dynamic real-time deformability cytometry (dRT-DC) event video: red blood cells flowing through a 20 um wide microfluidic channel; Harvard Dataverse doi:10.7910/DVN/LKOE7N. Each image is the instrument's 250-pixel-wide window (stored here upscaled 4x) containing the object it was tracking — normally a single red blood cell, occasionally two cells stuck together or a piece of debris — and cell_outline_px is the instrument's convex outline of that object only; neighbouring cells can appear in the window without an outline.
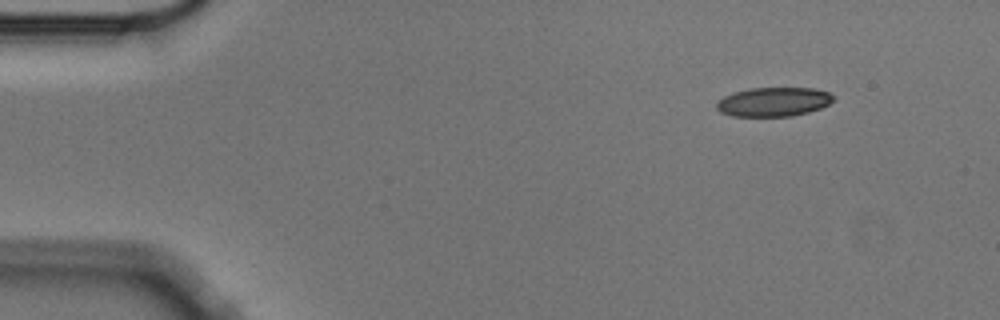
{"species": "Egyptian fruit bat (a non-hibernating species)", "species_latin": "Rousettus aegyptiacus", "temperature_condition": "cold", "stored_images_in_passage": 4, "camera_frame_rate_fps": 3000, "um_per_image_px": 0.085, "animal": {"sex": "male"}, "frame": {"image": 1, "passage_image": 1, "time_ms": 0.0, "image_size_px": [1000, 320], "cell_outline_px": [[836, 100], [820, 108], [808, 112], [792, 116], [732, 116], [720, 112], [716, 108], [716, 104], [724, 96], [732, 92], [748, 88], [812, 88], [828, 92], [836, 96]], "centroid_in_image_um": [65.76, 8.65], "position_along_channel_um": 19.2, "area_um2": 19.94}}
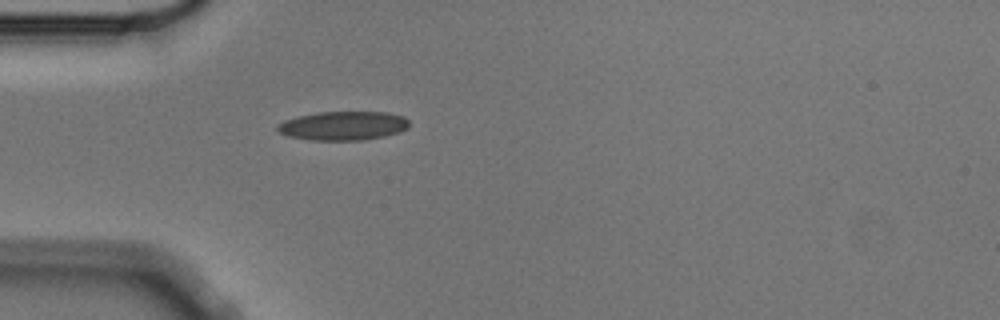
{"frame": {"image": 2, "passage_image": 4, "time_ms": 1.0, "image_size_px": [1000, 320], "cell_outline_px": [[408, 128], [400, 132], [384, 136], [364, 140], [308, 140], [288, 136], [280, 132], [276, 128], [284, 120], [316, 112], [388, 112], [404, 116], [408, 120]], "centroid_in_image_um": [29.2, 10.69], "position_along_channel_um": 55.8, "area_um2": 22.2}}